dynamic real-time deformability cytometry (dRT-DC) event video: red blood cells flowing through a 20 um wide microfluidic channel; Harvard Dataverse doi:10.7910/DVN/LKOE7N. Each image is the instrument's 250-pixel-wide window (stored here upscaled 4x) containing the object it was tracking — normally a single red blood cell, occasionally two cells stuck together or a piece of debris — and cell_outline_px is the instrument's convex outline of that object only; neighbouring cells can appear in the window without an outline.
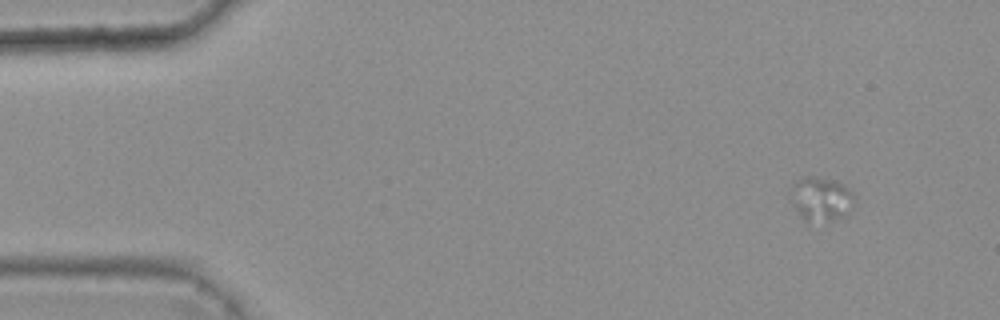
{"species": "common noctule bat (a hibernating species)", "species_latin": "Nyctalus noctula", "temperature_condition": "warm", "stored_images_in_passage": 4, "camera_frame_rate_fps": 3000, "um_per_image_px": 0.085, "animal": {"sex": "female", "body_mass_g": 25.1}, "frame": {"image": 1, "passage_image": 1, "time_ms": 0.0, "image_size_px": [1000, 320], "cell_outline_px": [[856, 196], [848, 212], [844, 216], [832, 220], [808, 224], [800, 216], [796, 208], [792, 188], [792, 184], [796, 180], [804, 176], [812, 176], [836, 180], [844, 184]], "centroid_in_image_um": [69.82, 16.91], "position_along_channel_um": 15.2, "area_um2": 16.36}}
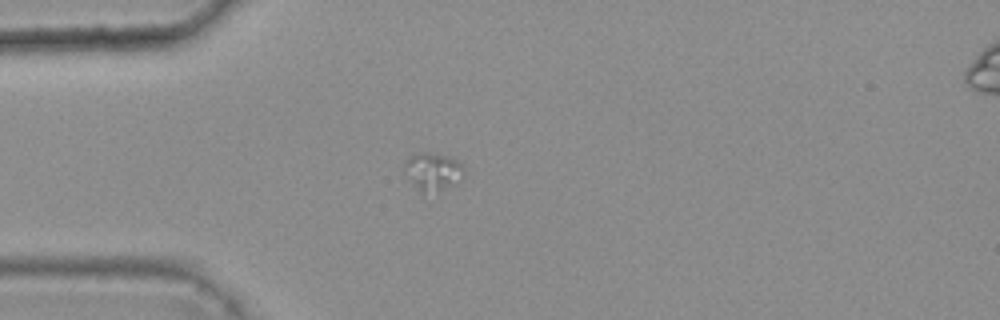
{"frame": {"image": 2, "passage_image": 4, "time_ms": 1.0, "image_size_px": [1000, 320], "cell_outline_px": [[464, 168], [452, 184], [440, 188], [424, 192], [420, 192], [408, 180], [404, 168], [404, 164], [412, 156], [420, 152], [428, 152], [444, 156], [456, 160]], "centroid_in_image_um": [36.69, 14.55], "position_along_channel_um": 48.3, "area_um2": 12.14}}